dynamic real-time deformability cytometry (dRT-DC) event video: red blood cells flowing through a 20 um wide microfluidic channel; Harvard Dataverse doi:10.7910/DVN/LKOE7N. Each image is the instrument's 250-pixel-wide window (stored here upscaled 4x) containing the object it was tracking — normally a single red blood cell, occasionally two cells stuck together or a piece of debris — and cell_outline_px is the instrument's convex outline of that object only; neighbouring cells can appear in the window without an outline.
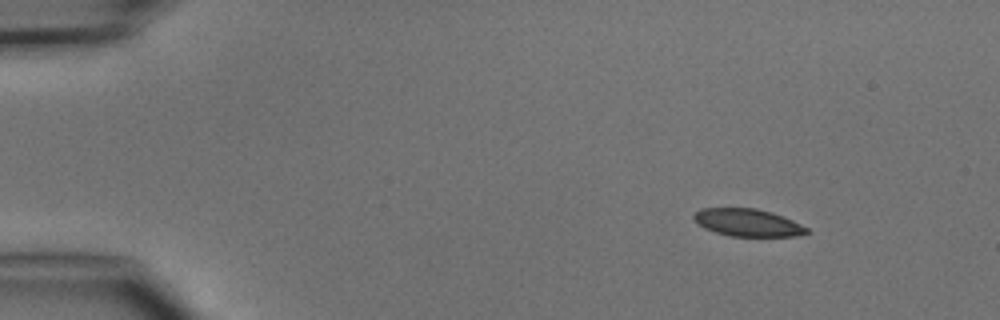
{"species": "common noctule bat (a hibernating species)", "species_latin": "Nyctalus noctula", "temperature_condition": "cold", "stored_images_in_passage": 4, "camera_frame_rate_fps": 3000, "um_per_image_px": 0.085, "animal": {"sex": "male", "body_mass_g": 15.6}, "frame": {"image": 1, "passage_image": 1, "time_ms": 0.0, "image_size_px": [1000, 320], "cell_outline_px": [[812, 232], [796, 236], [732, 236], [716, 232], [704, 228], [692, 216], [700, 208], [756, 208], [772, 212], [792, 220], [808, 228]], "centroid_in_image_um": [63.59, 18.92], "position_along_channel_um": 21.4, "area_um2": 17.98}}
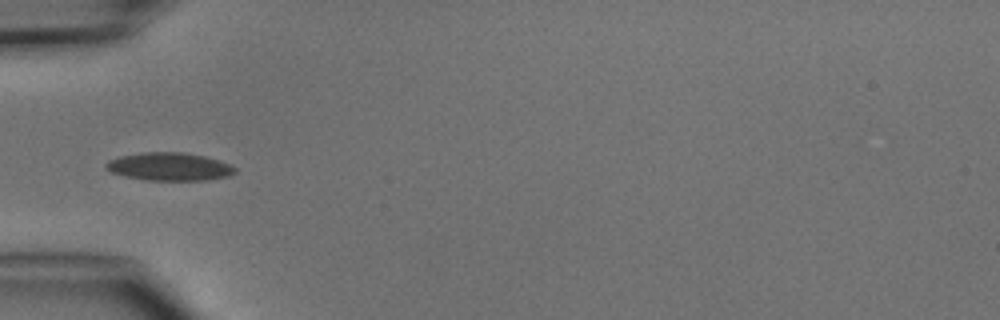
{"frame": {"image": 2, "passage_image": 4, "time_ms": 3.333, "image_size_px": [1000, 320], "cell_outline_px": [[236, 172], [228, 176], [204, 180], [144, 180], [124, 176], [112, 172], [104, 168], [104, 164], [108, 160], [120, 156], [140, 152], [184, 152], [204, 156], [220, 160], [236, 168]], "centroid_in_image_um": [14.36, 14.16], "position_along_channel_um": 70.6, "area_um2": 21.15}}